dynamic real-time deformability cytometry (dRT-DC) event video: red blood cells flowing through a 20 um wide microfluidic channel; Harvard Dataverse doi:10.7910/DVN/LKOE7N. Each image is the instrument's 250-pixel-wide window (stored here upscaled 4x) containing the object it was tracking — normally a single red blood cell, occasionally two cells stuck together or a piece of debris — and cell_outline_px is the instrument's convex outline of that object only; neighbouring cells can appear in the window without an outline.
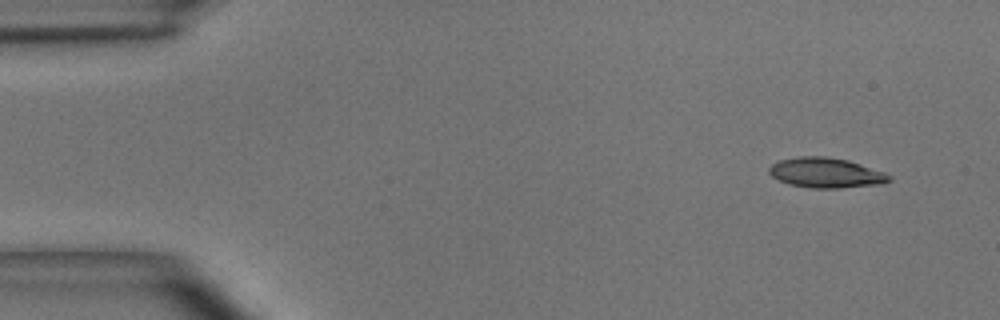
{"species": "common noctule bat (a hibernating species)", "species_latin": "Nyctalus noctula", "temperature_condition": "room temperature", "stored_images_in_passage": 4, "camera_frame_rate_fps": 3000, "um_per_image_px": 0.085, "animal": {"sex": "male", "body_mass_g": 15.6}, "frame": {"image": 1, "passage_image": 1, "time_ms": 0.0, "image_size_px": [1000, 320], "cell_outline_px": [[892, 180], [884, 184], [840, 188], [812, 188], [788, 184], [772, 176], [768, 172], [768, 168], [772, 164], [780, 160], [800, 156], [824, 156], [848, 160], [884, 172], [892, 176]], "centroid_in_image_um": [70.23, 14.69], "position_along_channel_um": 14.8, "area_um2": 21.1}}
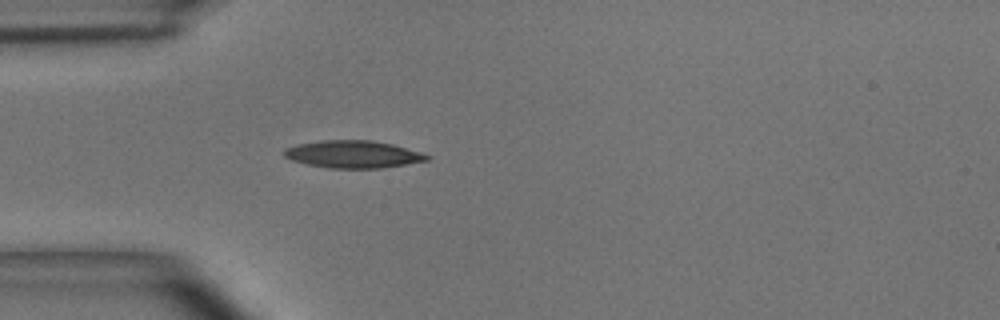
{"frame": {"image": 2, "passage_image": 4, "time_ms": 1.0, "image_size_px": [1000, 320], "cell_outline_px": [[432, 156], [428, 160], [380, 168], [328, 168], [308, 164], [292, 160], [284, 156], [280, 152], [284, 148], [296, 144], [324, 140], [372, 140], [392, 144], [420, 152]], "centroid_in_image_um": [29.96, 13.1], "position_along_channel_um": 55.0, "area_um2": 22.77}}